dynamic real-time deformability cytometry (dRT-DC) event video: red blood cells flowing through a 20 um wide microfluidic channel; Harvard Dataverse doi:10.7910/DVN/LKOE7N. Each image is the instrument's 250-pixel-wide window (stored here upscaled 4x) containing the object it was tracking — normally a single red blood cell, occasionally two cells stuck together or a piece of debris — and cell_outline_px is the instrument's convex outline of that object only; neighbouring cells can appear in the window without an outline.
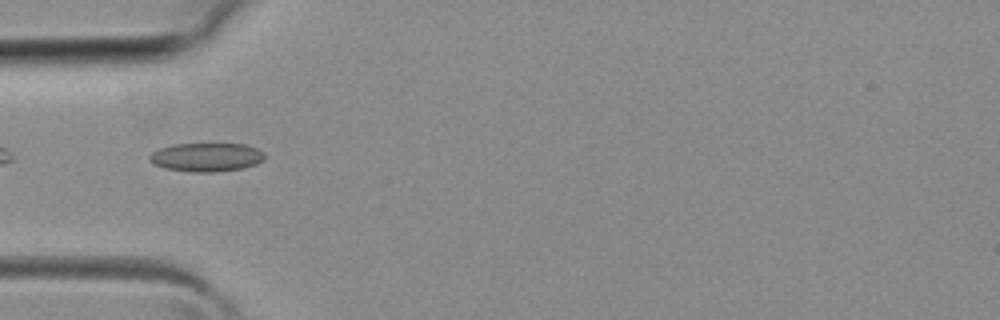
{"species": "common noctule bat (a hibernating species)", "species_latin": "Nyctalus noctula", "temperature_condition": "room temperature", "stored_images_in_passage": 28, "camera_frame_rate_fps": 3000, "um_per_image_px": 0.085, "animal": {"sex": "female", "body_mass_g": 19.3, "forearm_length_mm": 54.1}, "frame": {"image": 1, "passage_image": 3, "time_ms": 0.667, "image_size_px": [1000, 320], "cell_outline_px": [[264, 160], [256, 164], [244, 168], [212, 172], [192, 172], [164, 168], [148, 160], [148, 156], [152, 152], [160, 148], [172, 144], [244, 144], [256, 148], [264, 152]], "centroid_in_image_um": [17.54, 13.36], "position_along_channel_um": 67.5, "area_um2": 19.25}}
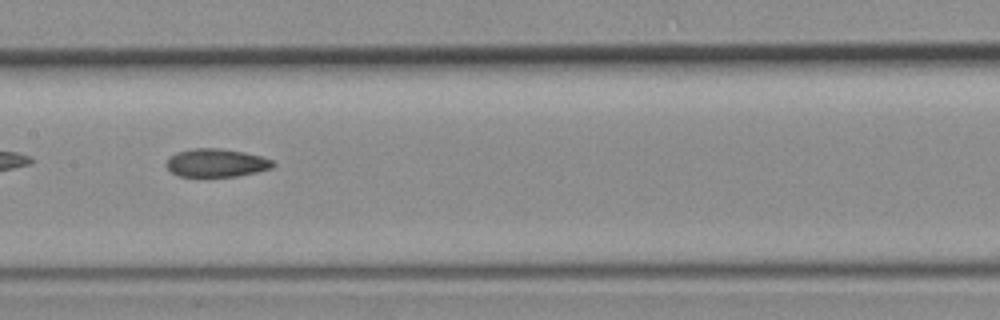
{"frame": {"image": 2, "passage_image": 10, "time_ms": 3.0, "image_size_px": [1000, 320], "cell_outline_px": [[276, 164], [272, 168], [256, 172], [236, 176], [180, 176], [172, 172], [168, 168], [168, 160], [176, 152], [192, 148], [216, 148], [244, 152], [260, 156], [272, 160]], "centroid_in_image_um": [18.42, 13.84], "position_along_channel_um": 189.0, "area_um2": 17.22}}
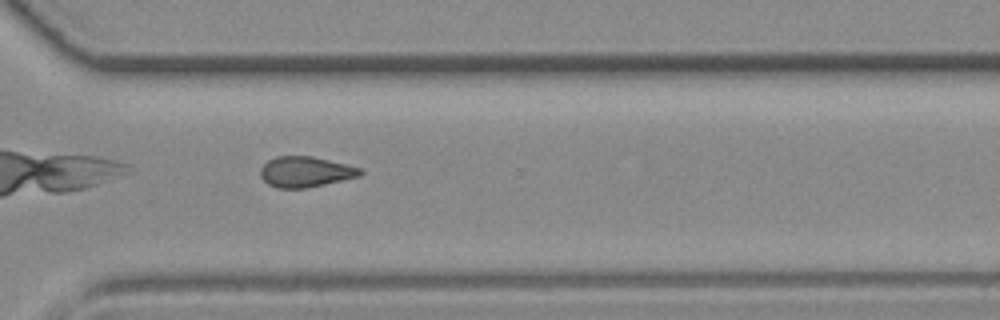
{"frame": {"image": 3, "passage_image": 19, "time_ms": 6.0, "image_size_px": [1000, 320], "cell_outline_px": [[364, 172], [360, 176], [324, 184], [304, 188], [276, 188], [268, 184], [260, 176], [260, 168], [268, 160], [276, 156], [312, 156], [360, 168]], "centroid_in_image_um": [25.93, 14.6], "position_along_channel_um": 344.7, "area_um2": 17.63}}